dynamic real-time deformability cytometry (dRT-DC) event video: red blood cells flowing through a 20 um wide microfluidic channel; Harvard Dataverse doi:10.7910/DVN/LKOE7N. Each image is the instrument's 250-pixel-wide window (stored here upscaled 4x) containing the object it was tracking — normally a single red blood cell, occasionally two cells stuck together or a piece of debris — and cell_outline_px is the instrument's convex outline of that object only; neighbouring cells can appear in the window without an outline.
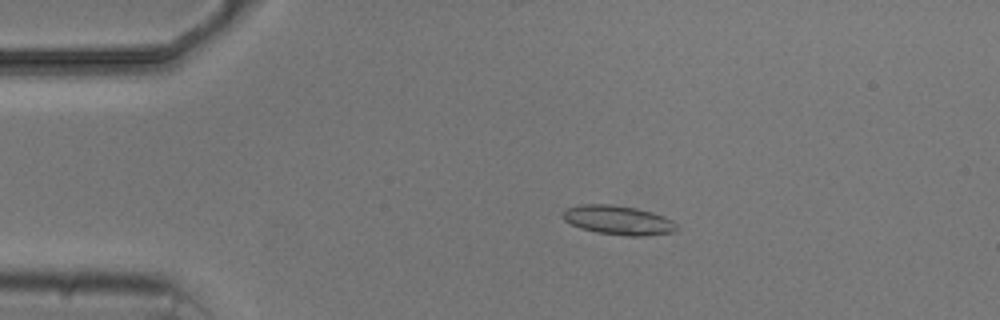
{"species": "common noctule bat (a hibernating species)", "species_latin": "Nyctalus noctula", "temperature_condition": "cold", "stored_images_in_passage": 2, "camera_frame_rate_fps": 3000, "um_per_image_px": 0.085, "animal": {"sex": "male", "body_mass_g": 20.5, "forearm_length_mm": 52.5}, "frame": {"image": 1, "passage_image": 1, "time_ms": 0.0, "image_size_px": [1000, 320], "cell_outline_px": [[676, 228], [672, 232], [648, 236], [624, 236], [596, 232], [580, 228], [564, 220], [564, 208], [580, 204], [608, 204], [636, 208], [652, 212], [664, 216], [672, 220], [676, 224]], "centroid_in_image_um": [52.54, 18.71], "position_along_channel_um": 32.5, "area_um2": 19.36}}